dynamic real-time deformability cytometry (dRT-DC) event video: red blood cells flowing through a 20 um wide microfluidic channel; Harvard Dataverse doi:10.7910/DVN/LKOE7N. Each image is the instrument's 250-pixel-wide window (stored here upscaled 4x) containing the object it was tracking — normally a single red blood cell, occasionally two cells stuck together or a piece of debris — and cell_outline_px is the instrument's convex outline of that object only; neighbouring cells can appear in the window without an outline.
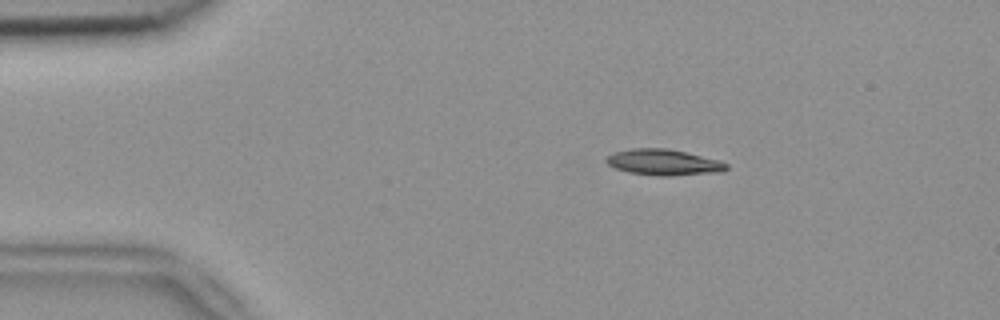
{"species": "common noctule bat (a hibernating species)", "species_latin": "Nyctalus noctula", "temperature_condition": "room temperature", "stored_images_in_passage": 45, "camera_frame_rate_fps": 3000, "um_per_image_px": 0.085, "animal": {"sex": "female", "body_mass_g": 18.4}, "frame": {"image": 1, "passage_image": 1, "time_ms": 0.0, "image_size_px": [1000, 320], "cell_outline_px": [[728, 168], [724, 172], [668, 176], [660, 176], [628, 172], [616, 168], [608, 164], [604, 160], [612, 152], [632, 148], [668, 148], [720, 160], [728, 164]], "centroid_in_image_um": [56.43, 13.79], "position_along_channel_um": 28.6, "area_um2": 18.32}}
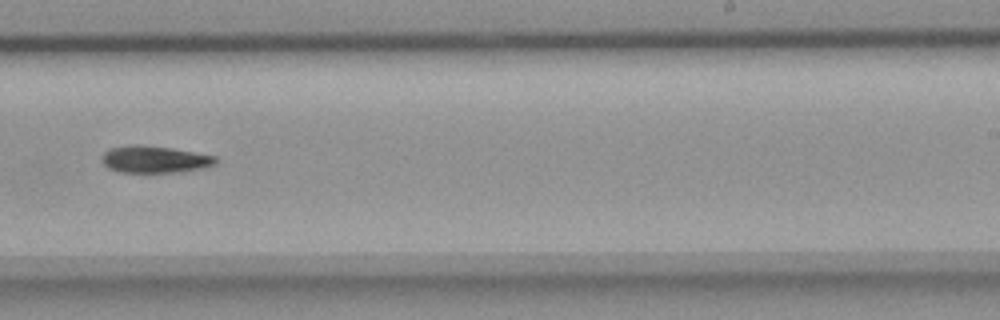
{"frame": {"image": 2, "passage_image": 25, "time_ms": 8.0, "image_size_px": [1000, 320], "cell_outline_px": [[216, 164], [200, 168], [180, 172], [120, 172], [108, 168], [100, 160], [100, 156], [108, 148], [132, 144], [172, 148], [216, 156]], "centroid_in_image_um": [13.08, 13.54], "position_along_channel_um": 275.9, "area_um2": 17.92}}
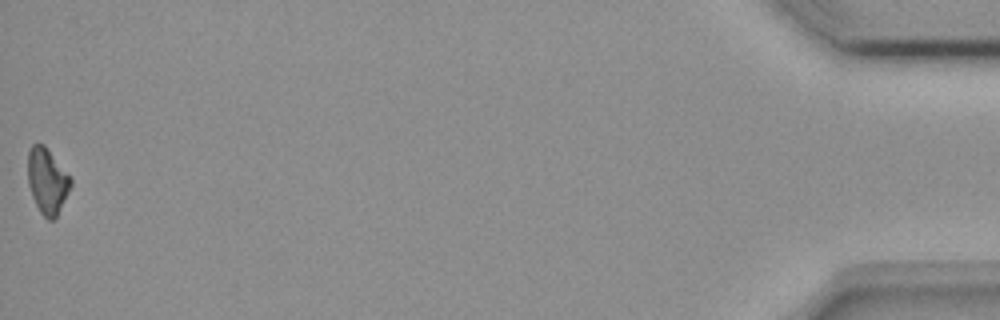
{"frame": {"image": 3, "passage_image": 45, "time_ms": 14.667, "image_size_px": [1000, 320], "cell_outline_px": [[72, 184], [56, 216], [52, 220], [48, 220], [40, 212], [32, 196], [28, 184], [28, 152], [32, 144], [44, 144], [72, 180]], "centroid_in_image_um": [3.99, 15.37], "position_along_channel_um": 431.2, "area_um2": 16.01}, "authors_computed_cell_mechanics": {"area_um2": 17.7446, "velocity_mm_per_s": 3.7926, "shape_relaxation_time_tau1_ms": 3.3948, "shape_relaxation_time_tau2_ms": null, "deformation_change_tau1": 0.1448, "deformation_change_tau2": null}}